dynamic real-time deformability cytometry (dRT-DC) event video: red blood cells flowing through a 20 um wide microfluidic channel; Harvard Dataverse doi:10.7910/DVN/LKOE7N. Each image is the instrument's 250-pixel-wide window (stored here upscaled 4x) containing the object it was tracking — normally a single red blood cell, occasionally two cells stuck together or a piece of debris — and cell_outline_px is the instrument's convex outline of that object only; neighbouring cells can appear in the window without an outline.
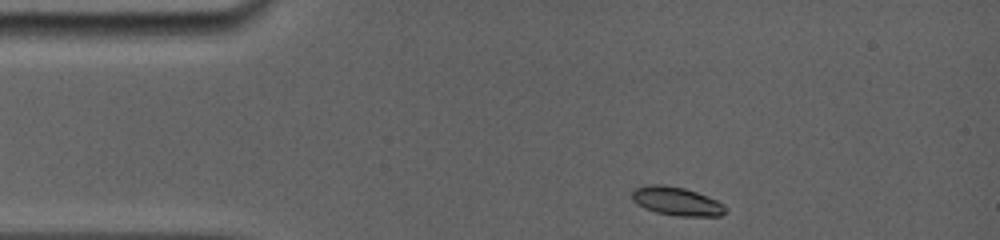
{"species": "common noctule bat (a hibernating species)", "species_latin": "Nyctalus noctula", "temperature_condition": "room temperature", "stored_images_in_passage": 38, "camera_frame_rate_fps": 5000, "um_per_image_px": 0.085, "animal": {"sex": "female", "body_mass_g": 19.0, "forearm_length_mm": 56.7}, "frame": {"image": 1, "passage_image": 1, "time_ms": 0.0, "image_size_px": [1000, 240], "cell_outline_px": [[728, 208], [720, 216], [676, 216], [656, 212], [644, 208], [636, 204], [632, 200], [632, 192], [636, 188], [648, 184], [664, 184], [684, 188], [708, 196], [724, 204]], "centroid_in_image_um": [57.51, 17.1], "position_along_channel_um": 27.5, "area_um2": 15.66}}
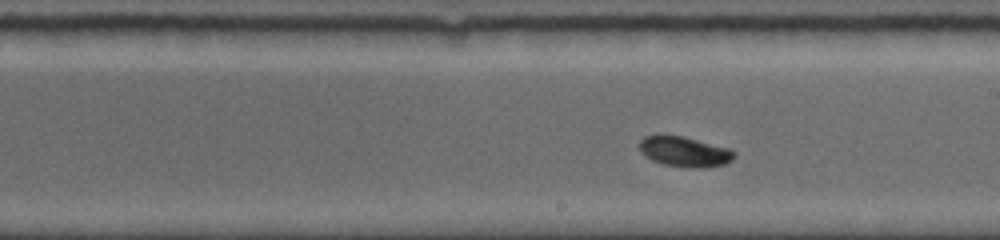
{"frame": {"image": 2, "passage_image": 22, "time_ms": 6.6, "image_size_px": [1000, 240], "cell_outline_px": [[736, 156], [732, 160], [724, 164], [700, 168], [688, 168], [664, 164], [652, 160], [644, 156], [640, 152], [640, 140], [644, 136], [660, 132], [684, 136], [732, 148], [736, 152]], "centroid_in_image_um": [58.17, 12.85], "position_along_channel_um": 230.8, "area_um2": 17.4}}
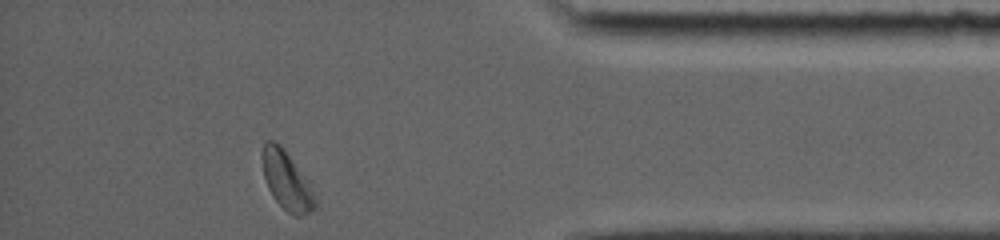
{"frame": {"image": 3, "passage_image": 38, "time_ms": 11.8, "image_size_px": [1000, 240], "cell_outline_px": [[316, 208], [300, 216], [292, 216], [276, 200], [268, 188], [264, 176], [260, 156], [264, 140], [276, 140], [284, 148], [308, 184], [316, 200]], "centroid_in_image_um": [24.3, 15.3], "position_along_channel_um": 410.9, "area_um2": 17.69}, "authors_computed_cell_mechanics": {"area_um2": 16.3863, "velocity_mm_per_s": 3.8293, "shape_relaxation_time_tau1_ms": 5.3019, "shape_relaxation_time_tau2_ms": null, "deformation_change_tau1": 0.193, "deformation_change_tau2": null}}